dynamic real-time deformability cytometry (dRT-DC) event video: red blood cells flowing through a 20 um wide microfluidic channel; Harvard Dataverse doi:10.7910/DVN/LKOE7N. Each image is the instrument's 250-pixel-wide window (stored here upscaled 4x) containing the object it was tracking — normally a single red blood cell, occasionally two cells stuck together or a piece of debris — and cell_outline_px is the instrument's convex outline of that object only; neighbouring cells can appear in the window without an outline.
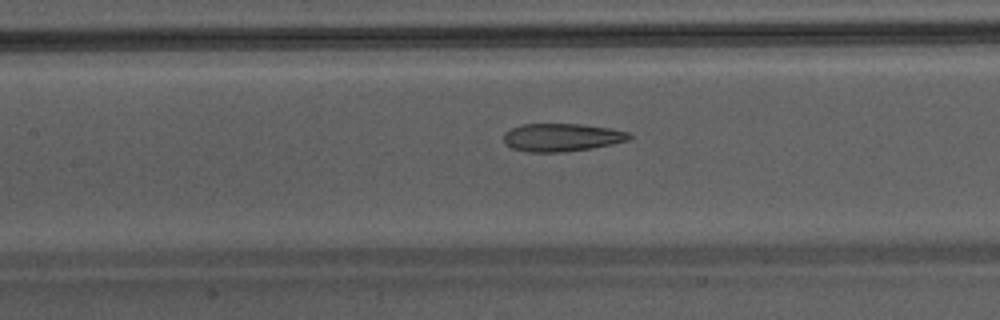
{"species": "Egyptian fruit bat (a non-hibernating species)", "species_latin": "Rousettus aegyptiacus", "temperature_condition": "warm", "stored_images_in_passage": 35, "camera_frame_rate_fps": 3000, "um_per_image_px": 0.085, "animal": {"sex": "male"}, "frame": {"image": 1, "passage_image": 11, "time_ms": 3.333, "image_size_px": [1000, 320], "cell_outline_px": [[632, 136], [628, 140], [612, 144], [592, 148], [564, 152], [528, 152], [512, 148], [504, 144], [504, 132], [512, 128], [524, 124], [580, 124], [612, 128], [628, 132]], "centroid_in_image_um": [47.74, 11.68], "position_along_channel_um": 159.7, "area_um2": 20.52}}
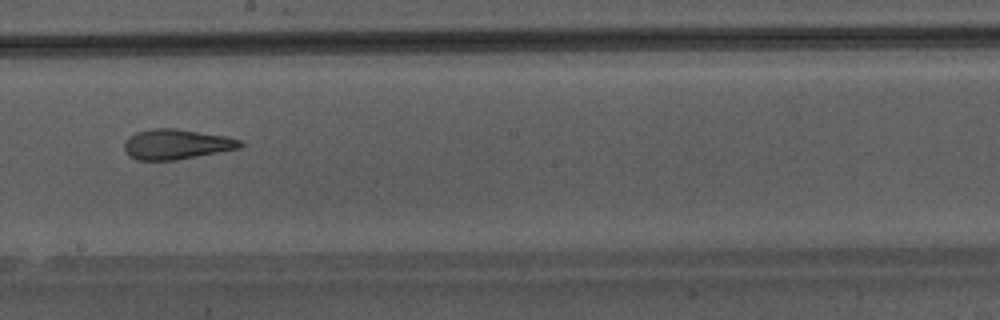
{"frame": {"image": 2, "passage_image": 16, "time_ms": 5.0, "image_size_px": [1000, 320], "cell_outline_px": [[244, 144], [240, 148], [176, 160], [136, 160], [128, 156], [124, 148], [124, 144], [128, 136], [136, 132], [152, 128], [176, 128], [224, 136], [240, 140]], "centroid_in_image_um": [14.95, 12.26], "position_along_channel_um": 233.2, "area_um2": 20.35}}
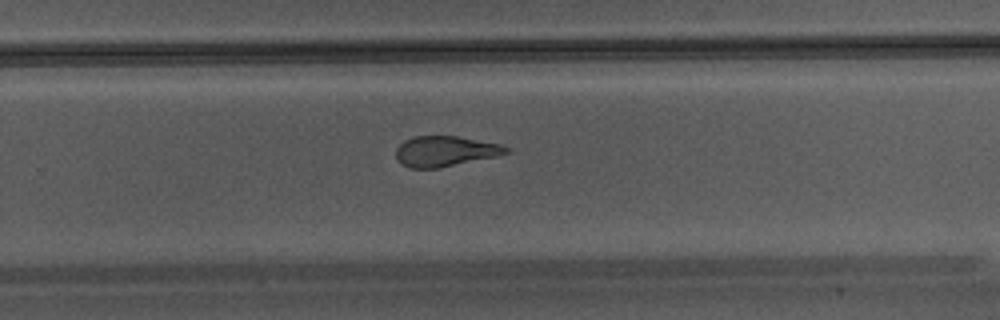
{"frame": {"image": 3, "passage_image": 20, "time_ms": 6.333, "image_size_px": [1000, 320], "cell_outline_px": [[512, 152], [496, 156], [440, 168], [408, 168], [400, 164], [396, 160], [396, 148], [404, 140], [412, 136], [456, 136], [500, 144], [508, 148]], "centroid_in_image_um": [37.8, 12.86], "position_along_channel_um": 292.0, "area_um2": 19.65}}